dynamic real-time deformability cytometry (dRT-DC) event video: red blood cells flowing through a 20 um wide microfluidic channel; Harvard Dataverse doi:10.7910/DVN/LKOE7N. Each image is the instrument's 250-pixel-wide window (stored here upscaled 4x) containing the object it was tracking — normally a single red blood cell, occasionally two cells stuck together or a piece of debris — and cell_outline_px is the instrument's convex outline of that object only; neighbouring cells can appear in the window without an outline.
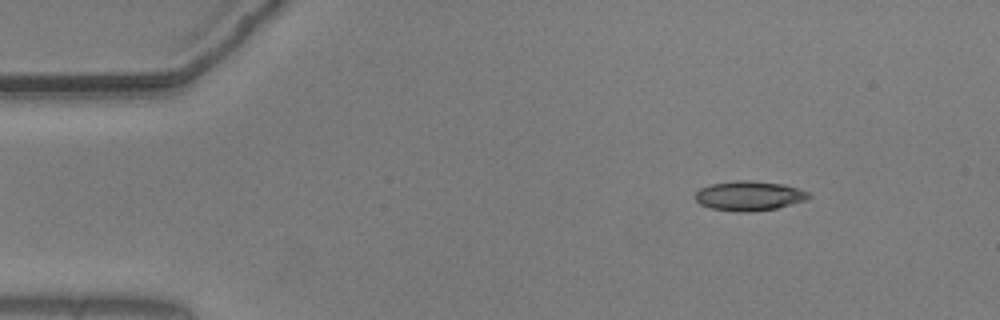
{"species": "common noctule bat (a hibernating species)", "species_latin": "Nyctalus noctula", "temperature_condition": "warm", "stored_images_in_passage": 11, "camera_frame_rate_fps": 3000, "um_per_image_px": 0.085, "animal": {"sex": "male", "body_mass_g": 20.5, "forearm_length_mm": 52.5}, "frame": {"image": 1, "passage_image": 11, "time_ms": 3.333, "image_size_px": [1000, 320], "cell_outline_px": [[812, 196], [804, 200], [776, 208], [752, 212], [736, 212], [712, 208], [700, 204], [696, 200], [696, 192], [700, 188], [712, 184], [736, 180], [752, 180], [784, 184], [800, 188], [808, 192]], "centroid_in_image_um": [63.69, 16.64], "position_along_channel_um": 21.3, "area_um2": 19.59}}